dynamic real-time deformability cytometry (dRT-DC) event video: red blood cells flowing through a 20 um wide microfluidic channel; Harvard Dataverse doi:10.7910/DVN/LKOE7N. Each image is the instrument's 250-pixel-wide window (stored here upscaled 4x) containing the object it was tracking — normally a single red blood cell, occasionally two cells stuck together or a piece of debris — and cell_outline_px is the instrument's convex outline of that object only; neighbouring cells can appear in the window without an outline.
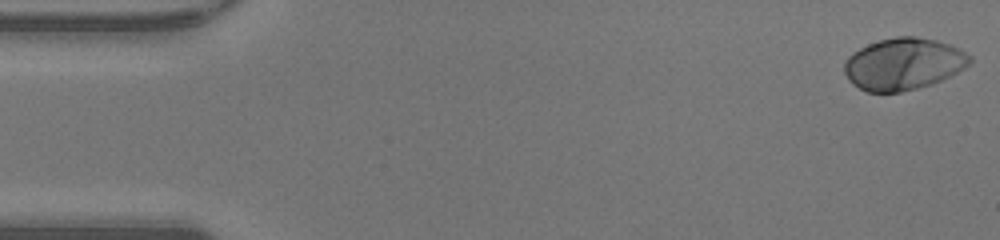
{"species": "human", "species_latin": "Homo sapiens", "temperature_condition": "warm", "stored_images_in_passage": 48, "camera_frame_rate_fps": 3000, "um_per_image_px": 0.085, "donor": {"sex": "male"}, "frame": {"image": 1, "passage_image": 1, "time_ms": 0.0, "image_size_px": [1000, 240], "cell_outline_px": [[972, 60], [964, 68], [932, 84], [900, 92], [868, 92], [852, 84], [848, 80], [844, 72], [844, 64], [848, 56], [852, 52], [868, 44], [880, 40], [896, 36], [916, 36], [936, 40], [960, 48], [972, 56]], "centroid_in_image_um": [76.78, 5.42], "position_along_channel_um": 8.2, "area_um2": 37.92}}
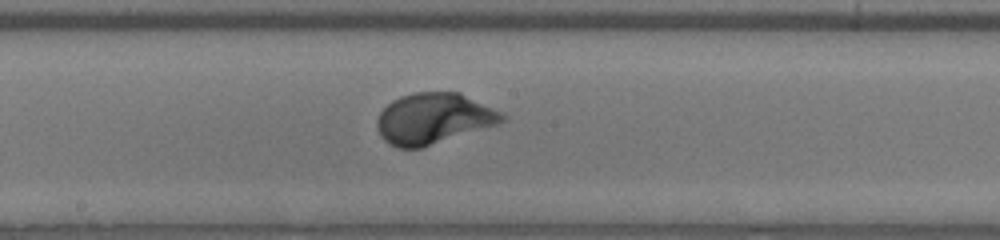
{"frame": {"image": 2, "passage_image": 25, "time_ms": 8.0, "image_size_px": [1000, 240], "cell_outline_px": [[508, 116], [504, 120], [496, 124], [420, 148], [396, 148], [388, 144], [380, 136], [376, 128], [376, 120], [380, 112], [392, 100], [400, 96], [412, 92], [460, 92]], "centroid_in_image_um": [36.78, 10.07], "position_along_channel_um": 211.4, "area_um2": 36.82}}
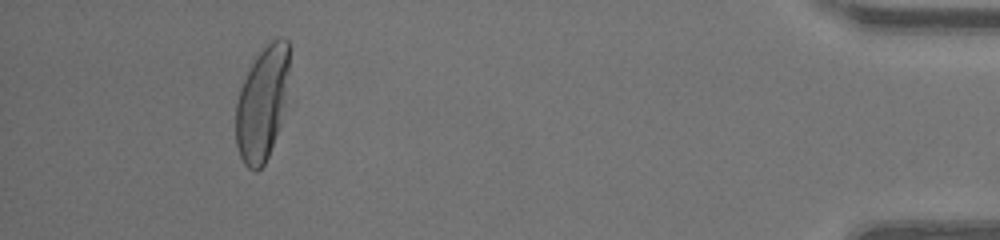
{"frame": {"image": 3, "passage_image": 44, "time_ms": 14.333, "image_size_px": [1000, 240], "cell_outline_px": [[288, 72], [276, 136], [268, 156], [264, 164], [256, 172], [248, 168], [244, 164], [240, 156], [236, 144], [236, 104], [240, 88], [256, 56], [276, 36], [280, 36], [288, 40]], "centroid_in_image_um": [22.24, 8.8], "position_along_channel_um": 413.0, "area_um2": 34.39}, "authors_computed_cell_mechanics": {"area_um2": 36.7608, "velocity_mm_per_s": 4.3001, "shape_relaxation_time_tau1_ms": 1.9049, "shape_relaxation_time_tau2_ms": null, "deformation_change_tau1": 0.1643, "deformation_change_tau2": null}}